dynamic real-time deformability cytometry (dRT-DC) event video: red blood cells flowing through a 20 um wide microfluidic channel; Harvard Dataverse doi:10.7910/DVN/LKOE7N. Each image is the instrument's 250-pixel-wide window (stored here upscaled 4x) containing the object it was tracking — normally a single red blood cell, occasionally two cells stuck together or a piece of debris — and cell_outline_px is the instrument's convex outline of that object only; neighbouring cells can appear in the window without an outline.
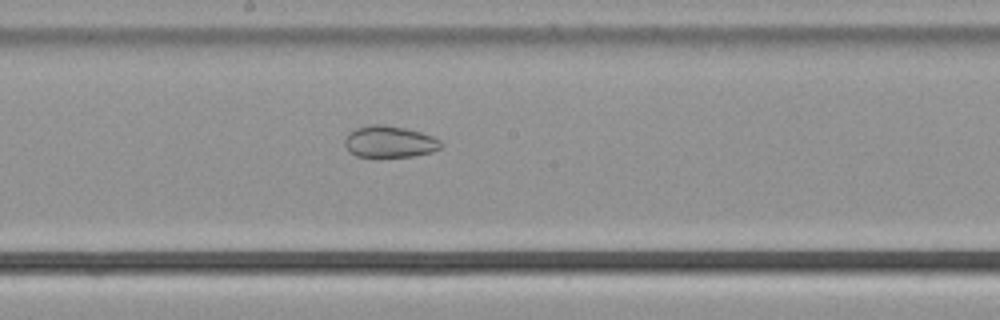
{"species": "common noctule bat (a hibernating species)", "species_latin": "Nyctalus noctula", "temperature_condition": "cold", "stored_images_in_passage": 55, "camera_frame_rate_fps": 3000, "um_per_image_px": 0.085, "animal": {"sex": "male", "body_mass_g": 21.5, "forearm_length_mm": 52.0}, "frame": {"image": 1, "passage_image": 30, "time_ms": 9.667, "image_size_px": [1000, 320], "cell_outline_px": [[444, 144], [440, 148], [432, 152], [416, 156], [356, 156], [348, 152], [344, 144], [344, 140], [348, 132], [356, 128], [368, 124], [384, 124], [404, 128], [420, 132], [432, 136], [440, 140]], "centroid_in_image_um": [33.09, 12.04], "position_along_channel_um": 215.1, "area_um2": 17.86}}
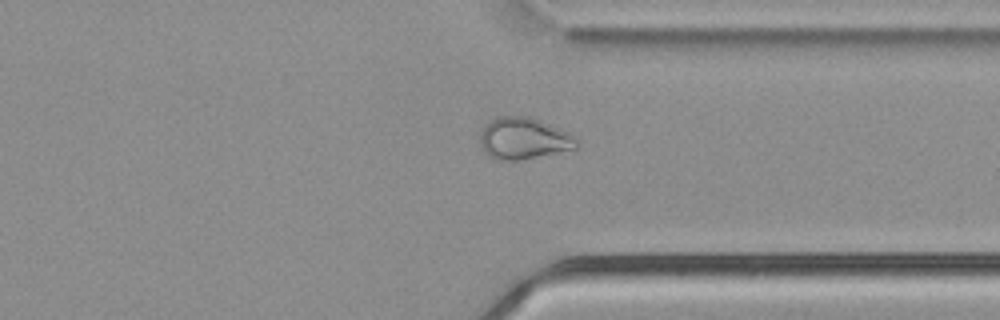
{"frame": {"image": 2, "passage_image": 42, "time_ms": 13.667, "image_size_px": [1000, 320], "cell_outline_px": [[580, 144], [576, 148], [520, 160], [500, 160], [488, 156], [480, 144], [480, 132], [492, 120], [500, 116], [528, 116], [572, 132], [580, 140]], "centroid_in_image_um": [44.57, 11.77], "position_along_channel_um": 366.8, "area_um2": 23.52}}
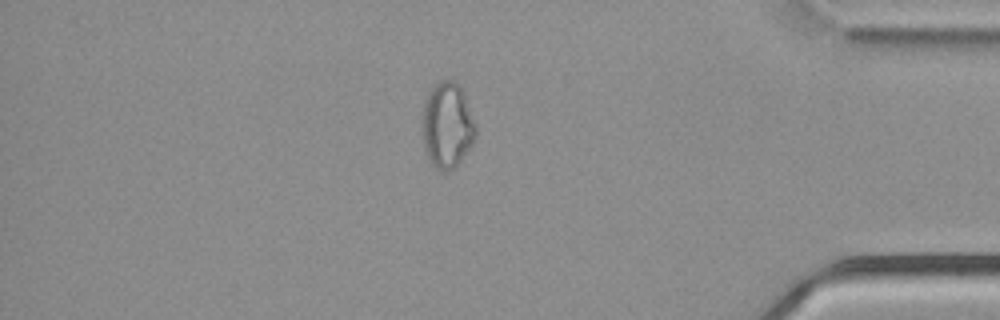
{"frame": {"image": 3, "passage_image": 47, "time_ms": 15.333, "image_size_px": [1000, 320], "cell_outline_px": [[476, 136], [472, 144], [460, 160], [452, 168], [444, 172], [436, 168], [428, 160], [424, 152], [420, 132], [420, 116], [424, 100], [428, 92], [440, 80], [448, 76], [456, 80], [460, 84], [476, 124]], "centroid_in_image_um": [37.95, 10.59], "position_along_channel_um": 397.2, "area_um2": 27.69}, "authors_computed_cell_mechanics": {"area_um2": 27.3394, "velocity_mm_per_s": 3.7913, "shape_relaxation_time_tau1_ms": null, "shape_relaxation_time_tau2_ms": 3.2303, "deformation_change_tau1": null, "deformation_change_tau2": 0.0686}}